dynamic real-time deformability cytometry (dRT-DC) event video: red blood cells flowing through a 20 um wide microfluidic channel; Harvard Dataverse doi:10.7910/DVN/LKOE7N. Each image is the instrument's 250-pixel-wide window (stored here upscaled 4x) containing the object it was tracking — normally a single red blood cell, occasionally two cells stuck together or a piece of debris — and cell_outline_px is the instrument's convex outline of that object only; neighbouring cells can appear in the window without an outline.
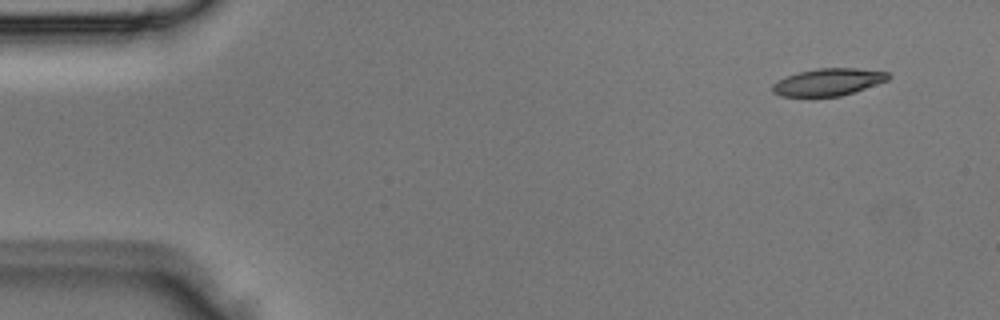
{"species": "Egyptian fruit bat (a non-hibernating species)", "species_latin": "Rousettus aegyptiacus", "temperature_condition": "room temperature", "stored_images_in_passage": 4, "camera_frame_rate_fps": 3000, "um_per_image_px": 0.085, "animal": {"sex": "male"}, "frame": {"image": 1, "passage_image": 1, "time_ms": 0.0, "image_size_px": [1000, 320], "cell_outline_px": [[892, 76], [888, 80], [840, 96], [780, 96], [772, 92], [772, 84], [776, 80], [784, 76], [816, 68], [856, 68], [888, 72]], "centroid_in_image_um": [70.36, 6.96], "position_along_channel_um": 14.6, "area_um2": 18.32}}